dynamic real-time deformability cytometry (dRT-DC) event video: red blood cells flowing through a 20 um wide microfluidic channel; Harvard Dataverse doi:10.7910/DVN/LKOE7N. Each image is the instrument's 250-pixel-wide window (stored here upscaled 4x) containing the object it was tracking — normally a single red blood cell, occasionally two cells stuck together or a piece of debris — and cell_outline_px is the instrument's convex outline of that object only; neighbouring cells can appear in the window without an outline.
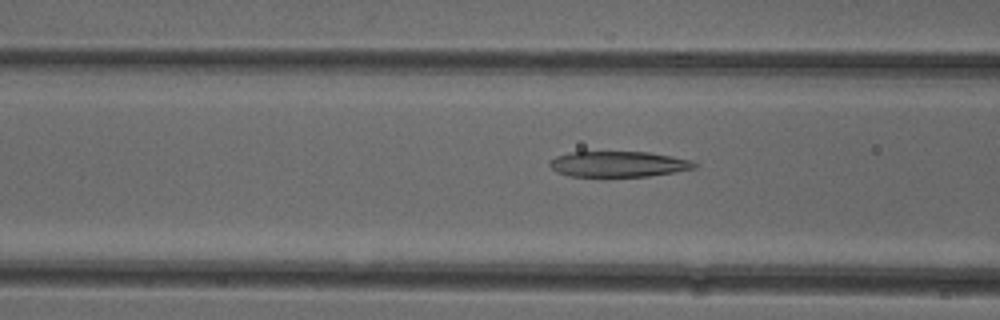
{"species": "common noctule bat (a hibernating species)", "species_latin": "Nyctalus noctula", "temperature_condition": "cold", "stored_images_in_passage": 52, "camera_frame_rate_fps": 3000, "um_per_image_px": 0.085, "animal": {"sex": "female"}, "frame": {"image": 1, "passage_image": 20, "time_ms": 6.333, "image_size_px": [1000, 320], "cell_outline_px": [[700, 164], [696, 168], [648, 176], [568, 176], [556, 172], [548, 164], [548, 160], [556, 156], [568, 152], [648, 152], [672, 156], [692, 160]], "centroid_in_image_um": [52.55, 13.94], "position_along_channel_um": 114.0, "area_um2": 21.73}}
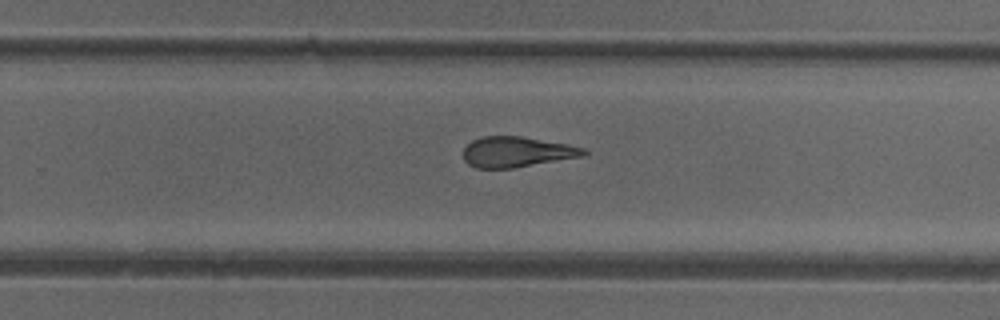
{"frame": {"image": 2, "passage_image": 33, "time_ms": 10.667, "image_size_px": [1000, 320], "cell_outline_px": [[588, 152], [584, 156], [512, 168], [476, 168], [468, 164], [464, 160], [464, 148], [472, 140], [484, 136], [520, 136], [568, 144], [584, 148]], "centroid_in_image_um": [43.92, 12.91], "position_along_channel_um": 285.9, "area_um2": 21.27}}
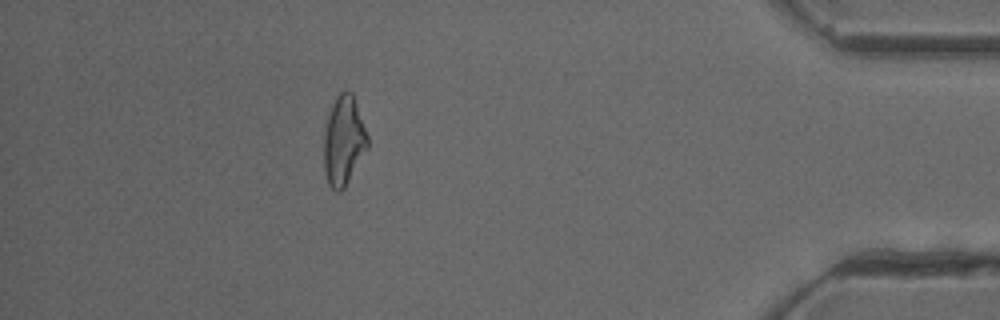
{"frame": {"image": 3, "passage_image": 46, "time_ms": 15.0, "image_size_px": [1000, 320], "cell_outline_px": [[368, 148], [344, 188], [340, 192], [336, 192], [328, 184], [324, 172], [324, 132], [328, 116], [332, 104], [336, 96], [340, 92], [352, 92], [368, 136]], "centroid_in_image_um": [29.2, 11.99], "position_along_channel_um": 406.0, "area_um2": 22.66}, "authors_computed_cell_mechanics": {"area_um2": 23.1489, "velocity_mm_per_s": 3.9627, "shape_relaxation_time_tau1_ms": null, "shape_relaxation_time_tau2_ms": 3.2707, "deformation_change_tau1": null, "deformation_change_tau2": 0.1434}}